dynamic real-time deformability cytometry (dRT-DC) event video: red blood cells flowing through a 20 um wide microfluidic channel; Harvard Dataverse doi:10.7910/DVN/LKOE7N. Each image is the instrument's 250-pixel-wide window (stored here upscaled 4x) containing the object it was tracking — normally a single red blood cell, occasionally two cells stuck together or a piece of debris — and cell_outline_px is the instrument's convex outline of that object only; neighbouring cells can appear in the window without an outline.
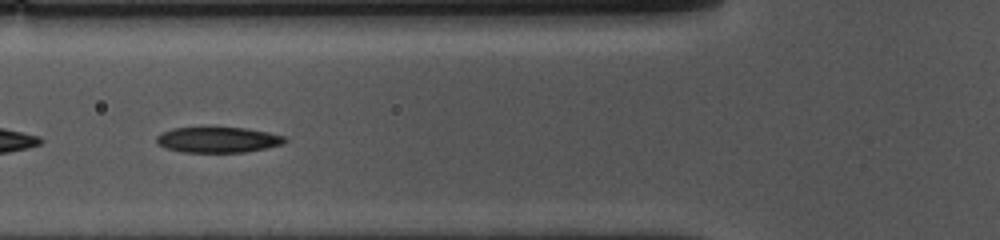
{"species": "common noctule bat (a hibernating species)", "species_latin": "Nyctalus noctula", "temperature_condition": "cold", "stored_images_in_passage": 50, "camera_frame_rate_fps": 3000, "um_per_image_px": 0.085, "animal": {"sex": "female", "body_mass_g": 10.0, "forearm_length_mm": 53.1}, "frame": {"image": 1, "passage_image": 17, "time_ms": 5.333, "image_size_px": [1000, 240], "cell_outline_px": [[288, 140], [284, 144], [244, 152], [184, 152], [164, 148], [156, 140], [156, 136], [172, 128], [244, 128], [268, 132], [284, 136]], "centroid_in_image_um": [18.54, 11.89], "position_along_channel_um": 107.3, "area_um2": 18.9}}
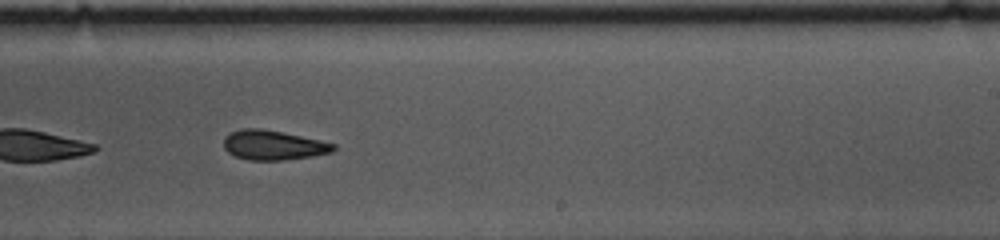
{"frame": {"image": 2, "passage_image": 30, "time_ms": 9.667, "image_size_px": [1000, 240], "cell_outline_px": [[336, 148], [332, 152], [312, 156], [284, 160], [248, 160], [236, 156], [228, 152], [224, 148], [224, 136], [228, 132], [240, 128], [260, 128], [300, 136], [336, 144]], "centroid_in_image_um": [23.18, 12.33], "position_along_channel_um": 265.8, "area_um2": 18.9}}
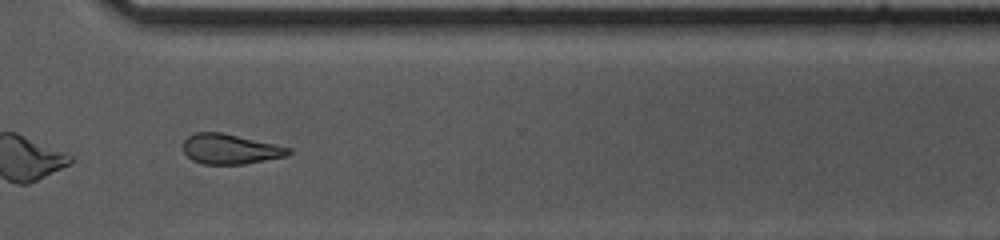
{"frame": {"image": 3, "passage_image": 37, "time_ms": 12.0, "image_size_px": [1000, 240], "cell_outline_px": [[292, 152], [288, 156], [244, 164], [204, 164], [192, 160], [184, 152], [184, 140], [192, 132], [220, 132], [276, 144], [292, 148]], "centroid_in_image_um": [19.59, 12.67], "position_along_channel_um": 351.0, "area_um2": 18.5}, "authors_computed_cell_mechanics": {"area_um2": 19.8543, "velocity_mm_per_s": 3.6631, "shape_relaxation_time_tau1_ms": 5.5385, "shape_relaxation_time_tau2_ms": 6.3883, "deformation_change_tau1": 0.1236, "deformation_change_tau2": 0.1557}}